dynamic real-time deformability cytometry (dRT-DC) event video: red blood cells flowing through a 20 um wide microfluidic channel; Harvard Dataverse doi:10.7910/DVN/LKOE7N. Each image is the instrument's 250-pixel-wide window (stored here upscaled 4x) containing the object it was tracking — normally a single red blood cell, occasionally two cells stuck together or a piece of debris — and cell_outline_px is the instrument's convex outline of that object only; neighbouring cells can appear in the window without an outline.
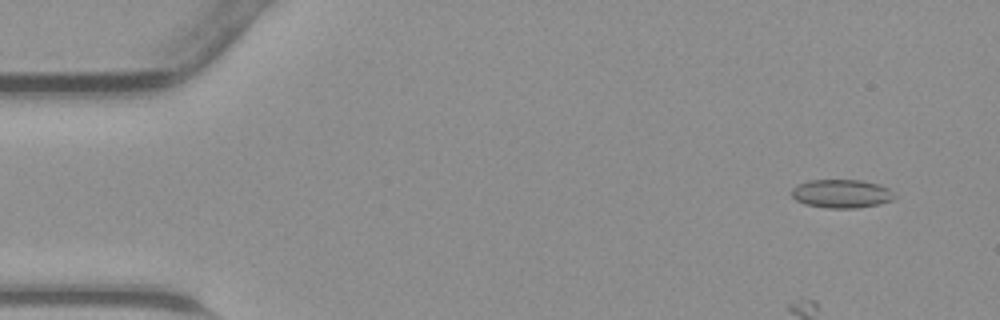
{"species": "common noctule bat (a hibernating species)", "species_latin": "Nyctalus noctula", "temperature_condition": "warm", "stored_images_in_passage": 46, "camera_frame_rate_fps": 3000, "um_per_image_px": 0.085, "animal": {"sex": "male", "body_mass_g": 23.1, "forearm_length_mm": 52.7}, "frame": {"image": 1, "passage_image": 4, "time_ms": 1.0, "image_size_px": [1000, 320], "cell_outline_px": [[896, 196], [892, 200], [880, 204], [856, 208], [828, 208], [804, 204], [796, 200], [792, 196], [792, 188], [808, 180], [860, 180], [880, 184], [888, 188]], "centroid_in_image_um": [71.54, 16.46], "position_along_channel_um": 13.5, "area_um2": 17.11}}
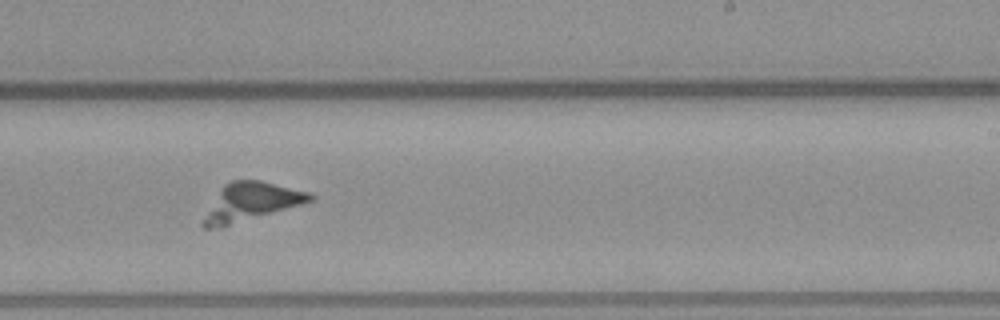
{"frame": {"image": 2, "passage_image": 28, "time_ms": 9.0, "image_size_px": [1000, 320], "cell_outline_px": [[312, 200], [300, 204], [220, 228], [204, 228], [200, 224], [224, 184], [232, 180], [260, 180], [308, 192], [312, 196]], "centroid_in_image_um": [21.29, 17.16], "position_along_channel_um": 267.7, "area_um2": 22.83}}
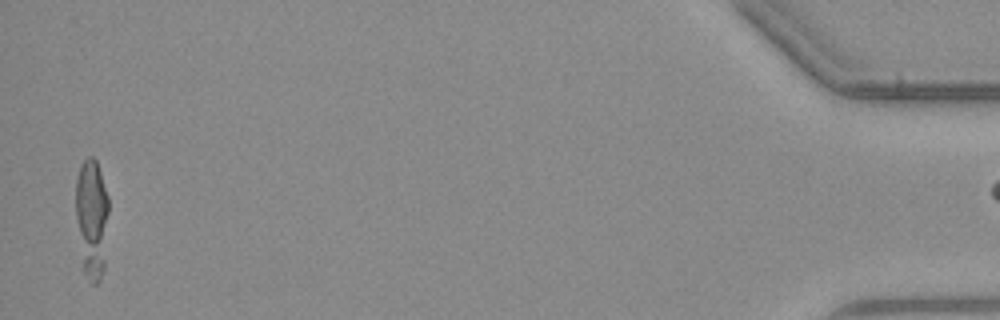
{"frame": {"image": 3, "passage_image": 45, "time_ms": 14.667, "image_size_px": [1000, 320], "cell_outline_px": [[108, 212], [104, 268], [100, 280], [96, 284], [92, 284], [84, 272], [76, 216], [76, 176], [80, 164], [88, 156], [92, 156], [96, 160], [108, 196]], "centroid_in_image_um": [7.8, 18.52], "position_along_channel_um": 427.4, "area_um2": 22.72}}